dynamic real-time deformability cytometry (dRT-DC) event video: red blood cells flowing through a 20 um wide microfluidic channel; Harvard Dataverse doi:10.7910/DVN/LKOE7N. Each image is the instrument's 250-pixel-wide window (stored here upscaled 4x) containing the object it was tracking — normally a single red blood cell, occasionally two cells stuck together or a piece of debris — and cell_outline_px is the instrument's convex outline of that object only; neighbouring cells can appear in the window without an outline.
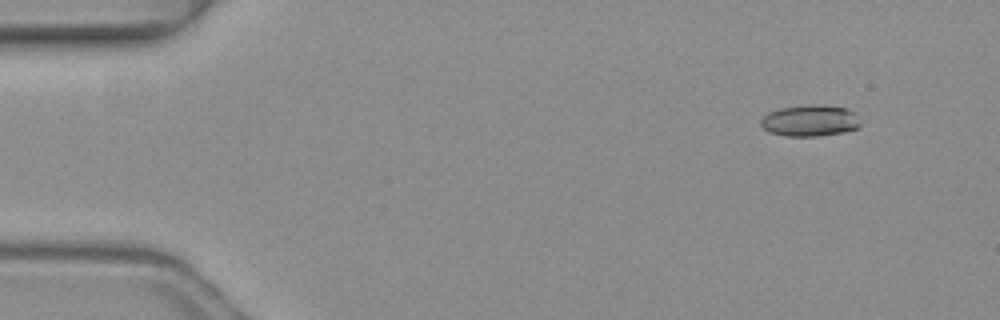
{"species": "common noctule bat (a hibernating species)", "species_latin": "Nyctalus noctula", "temperature_condition": "warm", "stored_images_in_passage": 6, "camera_frame_rate_fps": 3000, "um_per_image_px": 0.085, "animal": {"sex": "female", "body_mass_g": 19.3, "forearm_length_mm": 54.1}, "frame": {"image": 1, "passage_image": 2, "time_ms": 0.333, "image_size_px": [1000, 320], "cell_outline_px": [[860, 124], [856, 128], [844, 132], [816, 136], [784, 136], [768, 132], [760, 124], [760, 120], [768, 112], [780, 108], [808, 104], [820, 104], [844, 108], [852, 112]], "centroid_in_image_um": [68.78, 10.25], "position_along_channel_um": 16.2, "area_um2": 18.09}}
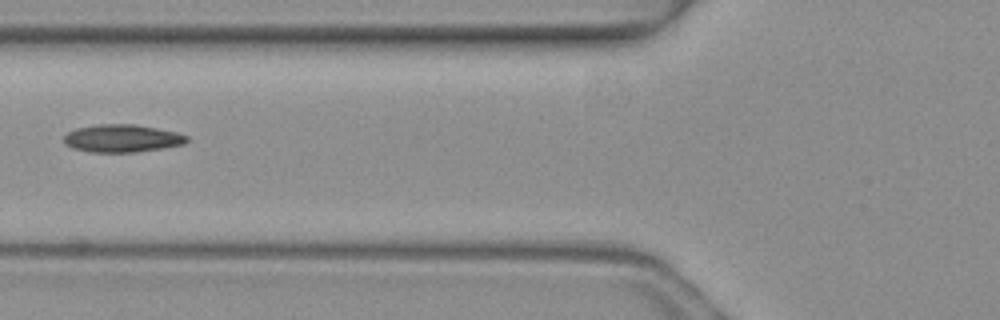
{"frame": {"image": 2, "passage_image": 6, "time_ms": 1.667, "image_size_px": [1000, 320], "cell_outline_px": [[188, 140], [184, 144], [164, 148], [136, 152], [88, 152], [72, 148], [64, 144], [64, 136], [68, 132], [76, 128], [96, 124], [136, 124], [176, 132], [188, 136]], "centroid_in_image_um": [10.36, 11.76], "position_along_channel_um": 115.4, "area_um2": 20.0}}